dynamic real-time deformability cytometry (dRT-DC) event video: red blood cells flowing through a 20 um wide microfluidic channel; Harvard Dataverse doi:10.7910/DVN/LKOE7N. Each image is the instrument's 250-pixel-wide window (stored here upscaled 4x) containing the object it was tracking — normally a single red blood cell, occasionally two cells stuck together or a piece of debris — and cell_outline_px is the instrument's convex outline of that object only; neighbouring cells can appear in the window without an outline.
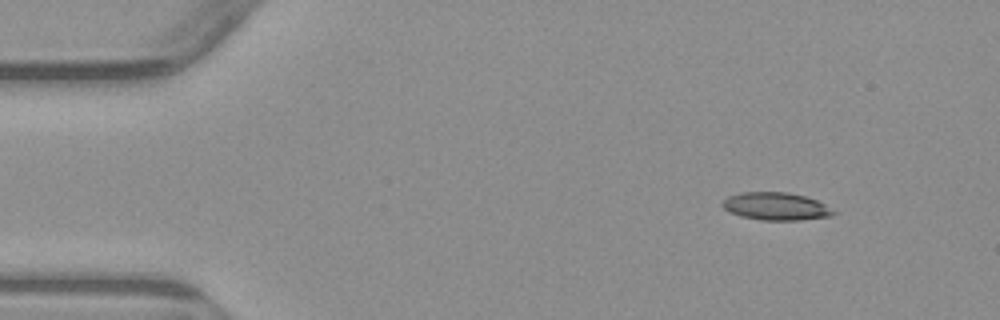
{"species": "common noctule bat (a hibernating species)", "species_latin": "Nyctalus noctula", "temperature_condition": "warm", "stored_images_in_passage": 5, "camera_frame_rate_fps": 3000, "um_per_image_px": 0.085, "animal": {"sex": "male", "body_mass_g": 23.1, "forearm_length_mm": 52.7}, "frame": {"image": 1, "passage_image": 1, "time_ms": 0.0, "image_size_px": [1000, 320], "cell_outline_px": [[836, 212], [832, 216], [800, 220], [760, 220], [740, 216], [728, 212], [720, 204], [728, 196], [740, 192], [788, 192], [804, 196], [816, 200], [824, 204]], "centroid_in_image_um": [65.91, 17.54], "position_along_channel_um": 19.1, "area_um2": 17.98}}
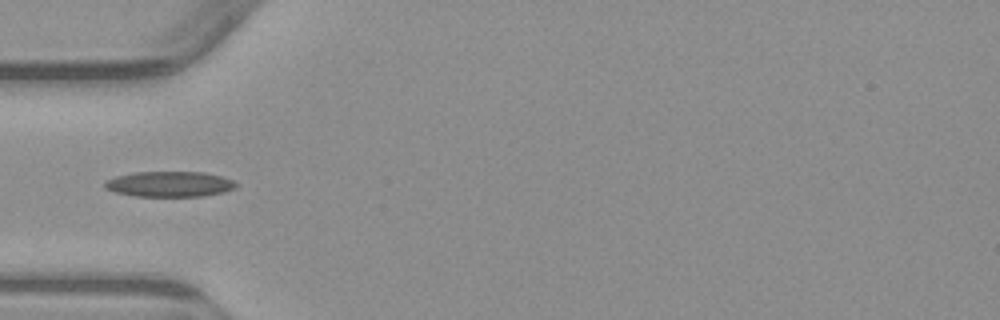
{"frame": {"image": 2, "passage_image": 4, "time_ms": 3.667, "image_size_px": [1000, 320], "cell_outline_px": [[240, 184], [236, 188], [224, 192], [200, 196], [136, 196], [116, 192], [104, 188], [104, 180], [116, 176], [136, 172], [204, 172], [220, 176], [232, 180]], "centroid_in_image_um": [14.42, 15.64], "position_along_channel_um": 70.6, "area_um2": 19.48}}
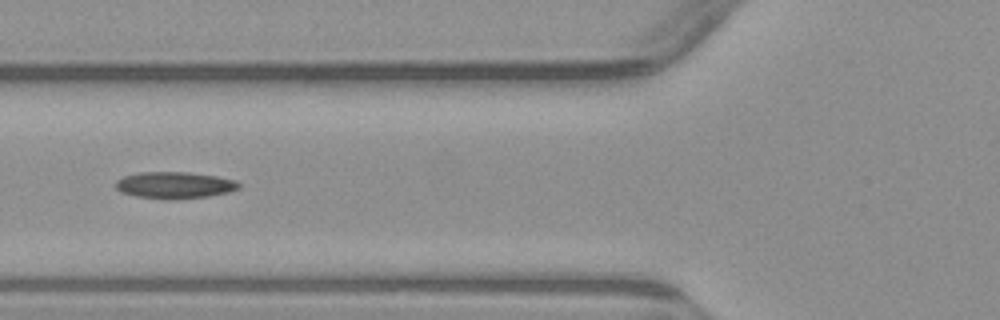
{"frame": {"image": 3, "passage_image": 5, "time_ms": 4.667, "image_size_px": [1000, 320], "cell_outline_px": [[240, 188], [228, 192], [208, 196], [176, 200], [168, 200], [136, 196], [120, 192], [116, 188], [116, 180], [124, 176], [140, 172], [188, 172], [216, 176], [236, 180], [240, 184]], "centroid_in_image_um": [14.84, 15.74], "position_along_channel_um": 111.0, "area_um2": 19.31}}